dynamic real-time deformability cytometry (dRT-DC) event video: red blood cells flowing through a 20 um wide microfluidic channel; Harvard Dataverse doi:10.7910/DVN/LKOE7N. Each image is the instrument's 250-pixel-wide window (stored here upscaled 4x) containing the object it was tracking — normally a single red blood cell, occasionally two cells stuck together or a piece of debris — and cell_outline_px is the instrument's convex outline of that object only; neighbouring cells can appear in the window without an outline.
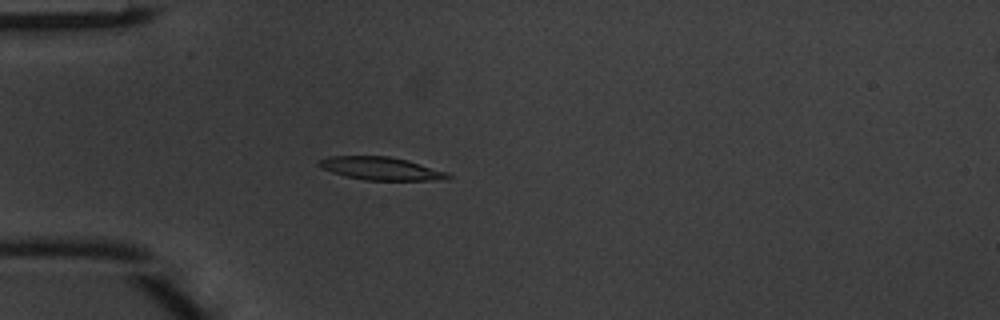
{"species": "common noctule bat (a hibernating species)", "species_latin": "Nyctalus noctula", "temperature_condition": "warm", "stored_images_in_passage": 49, "camera_frame_rate_fps": 3000, "um_per_image_px": 0.085, "animal": {"sex": "male", "body_mass_g": 20.1, "forearm_length_mm": 53.5}, "frame": {"image": 1, "passage_image": 14, "time_ms": 4.333, "image_size_px": [1000, 320], "cell_outline_px": [[452, 176], [428, 180], [364, 180], [344, 176], [320, 168], [316, 164], [320, 160], [328, 156], [388, 156], [408, 160], [448, 172]], "centroid_in_image_um": [32.3, 14.31], "position_along_channel_um": 52.7, "area_um2": 17.17}}
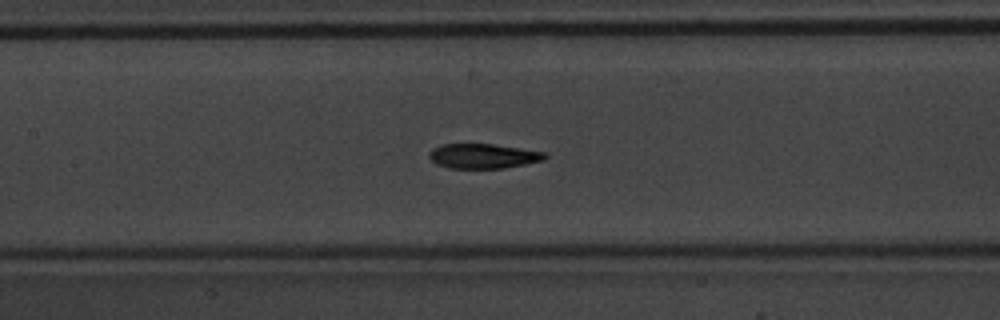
{"frame": {"image": 2, "passage_image": 23, "time_ms": 7.333, "image_size_px": [1000, 320], "cell_outline_px": [[548, 156], [544, 160], [504, 168], [448, 168], [436, 164], [428, 156], [432, 148], [440, 144], [492, 144], [544, 152]], "centroid_in_image_um": [41.03, 13.26], "position_along_channel_um": 166.4, "area_um2": 16.59}}
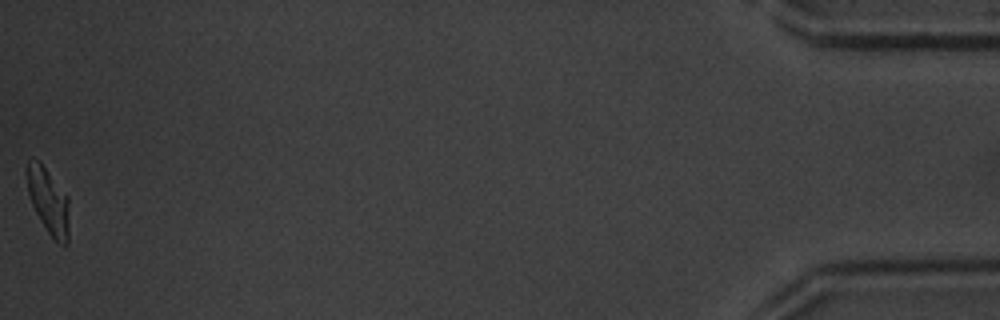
{"frame": {"image": 3, "passage_image": 49, "time_ms": 16.0, "image_size_px": [1000, 320], "cell_outline_px": [[68, 244], [64, 248], [48, 232], [40, 220], [32, 204], [28, 192], [24, 172], [24, 168], [28, 160], [32, 156], [40, 160], [68, 196]], "centroid_in_image_um": [4.07, 17.0], "position_along_channel_um": 431.1, "area_um2": 16.7}, "authors_computed_cell_mechanics": {"area_um2": 17.1666, "velocity_mm_per_s": 4.1218, "shape_relaxation_time_tau1_ms": 2.28, "shape_relaxation_time_tau2_ms": 1.8201, "deformation_change_tau1": 0.1651, "deformation_change_tau2": 0.0837}}